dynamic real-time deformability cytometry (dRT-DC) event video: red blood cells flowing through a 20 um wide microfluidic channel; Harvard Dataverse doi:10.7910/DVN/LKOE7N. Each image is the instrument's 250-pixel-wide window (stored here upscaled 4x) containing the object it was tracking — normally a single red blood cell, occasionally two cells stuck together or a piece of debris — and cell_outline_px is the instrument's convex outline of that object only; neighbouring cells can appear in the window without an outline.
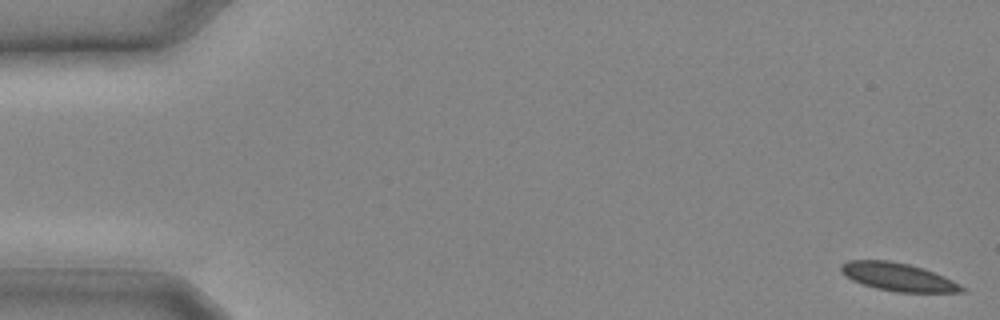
{"species": "common noctule bat (a hibernating species)", "species_latin": "Nyctalus noctula", "temperature_condition": "cold", "stored_images_in_passage": 5, "camera_frame_rate_fps": 3000, "um_per_image_px": 0.085, "animal": {"sex": "male", "body_mass_g": 20.4}, "frame": {"image": 1, "passage_image": 1, "time_ms": 0.0, "image_size_px": [1000, 320], "cell_outline_px": [[964, 292], [896, 292], [876, 288], [852, 280], [844, 276], [840, 272], [840, 264], [848, 260], [888, 260], [908, 264], [924, 268], [944, 276], [960, 284], [964, 288]], "centroid_in_image_um": [76.3, 23.53], "position_along_channel_um": 8.7, "area_um2": 19.77}}